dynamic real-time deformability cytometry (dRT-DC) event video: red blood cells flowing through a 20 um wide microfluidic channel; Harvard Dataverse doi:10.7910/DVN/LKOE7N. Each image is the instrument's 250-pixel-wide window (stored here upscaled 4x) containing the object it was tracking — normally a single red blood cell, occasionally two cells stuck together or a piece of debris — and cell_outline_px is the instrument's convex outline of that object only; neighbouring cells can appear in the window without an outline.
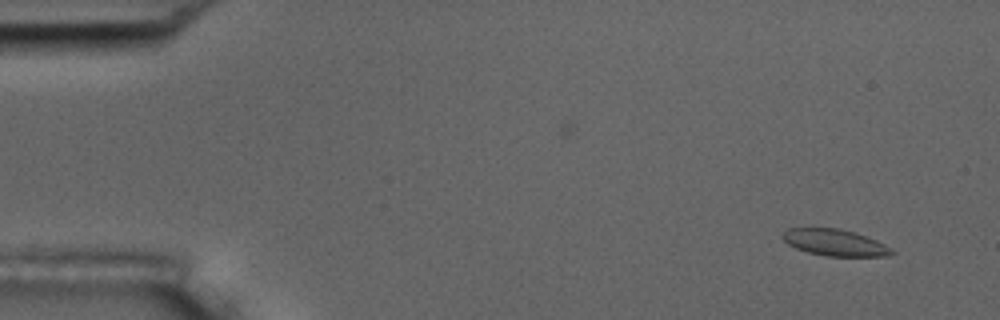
{"species": "common noctule bat (a hibernating species)", "species_latin": "Nyctalus noctula", "temperature_condition": "room temperature", "stored_images_in_passage": 10, "camera_frame_rate_fps": 3000, "um_per_image_px": 0.085, "animal": {"sex": "male", "body_mass_g": 17.5, "forearm_length_mm": 52.3}, "frame": {"image": 1, "passage_image": 2, "time_ms": 1.0, "image_size_px": [1000, 320], "cell_outline_px": [[896, 252], [888, 256], [828, 256], [808, 252], [796, 248], [788, 244], [780, 236], [788, 228], [840, 228], [856, 232], [876, 240], [884, 244]], "centroid_in_image_um": [70.96, 20.61], "position_along_channel_um": 14.0, "area_um2": 16.88}}
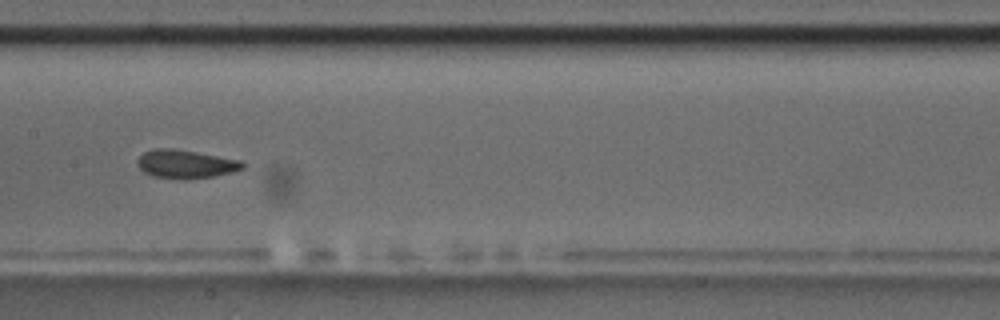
{"frame": {"image": 2, "passage_image": 9, "time_ms": 9.0, "image_size_px": [1000, 320], "cell_outline_px": [[244, 168], [232, 172], [212, 176], [184, 180], [180, 180], [152, 176], [144, 172], [136, 164], [136, 160], [144, 152], [156, 148], [172, 148], [196, 152], [240, 160], [244, 164]], "centroid_in_image_um": [15.74, 13.95], "position_along_channel_um": 191.7, "area_um2": 17.46}}
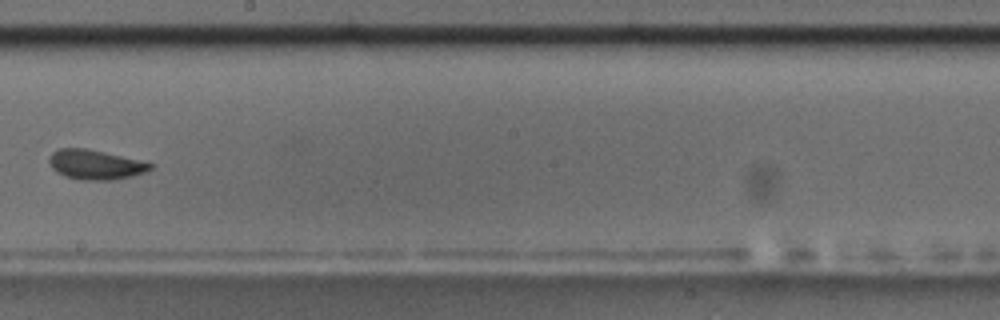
{"frame": {"image": 3, "passage_image": 10, "time_ms": 10.333, "image_size_px": [1000, 320], "cell_outline_px": [[152, 168], [144, 172], [132, 176], [112, 180], [80, 180], [64, 176], [56, 172], [52, 168], [48, 160], [48, 156], [52, 152], [60, 148], [84, 148], [104, 152], [152, 164]], "centroid_in_image_um": [8.02, 14.0], "position_along_channel_um": 240.2, "area_um2": 17.28}}